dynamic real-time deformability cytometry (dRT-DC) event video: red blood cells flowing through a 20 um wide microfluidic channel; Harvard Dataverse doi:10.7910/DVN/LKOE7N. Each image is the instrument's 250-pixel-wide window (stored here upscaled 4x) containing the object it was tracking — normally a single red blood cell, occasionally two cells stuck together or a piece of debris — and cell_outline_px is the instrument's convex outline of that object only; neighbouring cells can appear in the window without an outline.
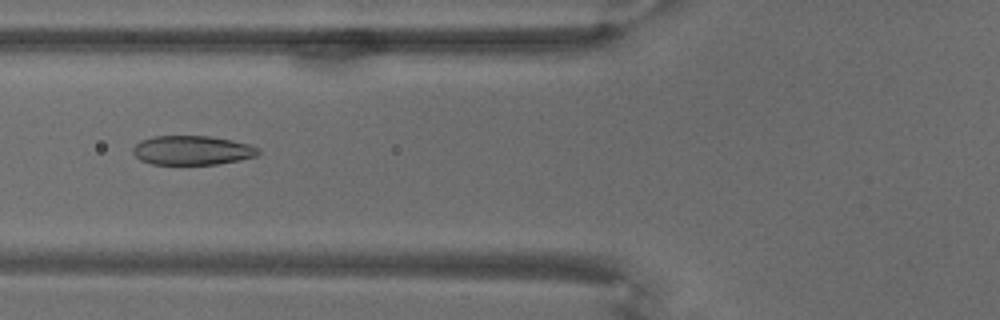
{"species": "common noctule bat (a hibernating species)", "species_latin": "Nyctalus noctula", "temperature_condition": "warm", "stored_images_in_passage": 70, "camera_frame_rate_fps": 3000, "um_per_image_px": 0.085, "animal": {"sex": "male", "body_mass_g": 18.8}, "frame": {"image": 1, "passage_image": 28, "time_ms": 9.0, "image_size_px": [1000, 320], "cell_outline_px": [[260, 152], [256, 156], [240, 160], [216, 164], [152, 164], [140, 160], [132, 152], [132, 148], [140, 140], [152, 136], [208, 136], [232, 140], [248, 144], [260, 148]], "centroid_in_image_um": [16.32, 12.77], "position_along_channel_um": 109.5, "area_um2": 21.39}}
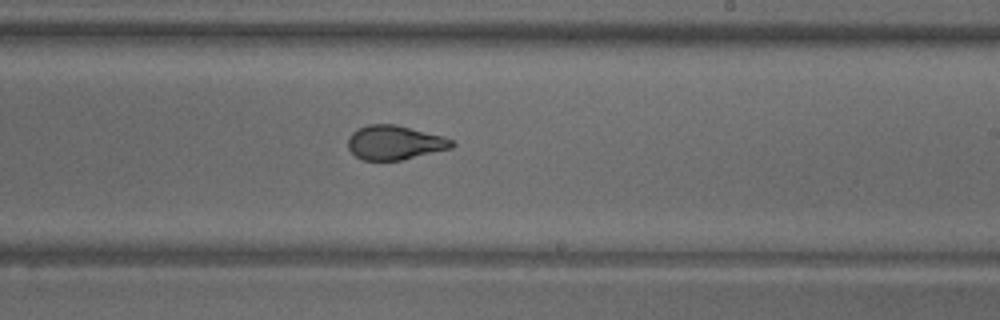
{"frame": {"image": 2, "passage_image": 43, "time_ms": 14.0, "image_size_px": [1000, 320], "cell_outline_px": [[456, 144], [452, 148], [400, 160], [364, 160], [356, 156], [348, 148], [348, 136], [352, 132], [368, 124], [396, 124], [444, 136], [452, 140]], "centroid_in_image_um": [33.56, 12.11], "position_along_channel_um": 255.4, "area_um2": 20.69}}
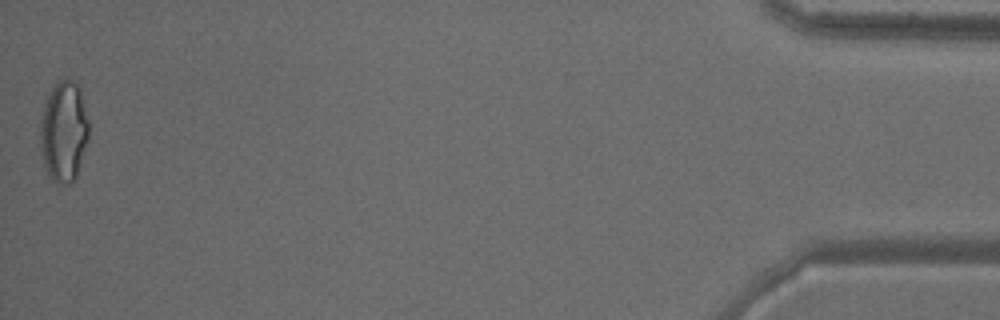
{"frame": {"image": 3, "passage_image": 70, "time_ms": 23.0, "image_size_px": [1000, 320], "cell_outline_px": [[88, 140], [76, 176], [72, 184], [60, 184], [52, 180], [48, 176], [40, 152], [40, 124], [44, 104], [52, 88], [60, 80], [72, 80], [76, 84], [80, 92], [88, 120]], "centroid_in_image_um": [5.4, 11.24], "position_along_channel_um": 429.8, "area_um2": 28.32}}